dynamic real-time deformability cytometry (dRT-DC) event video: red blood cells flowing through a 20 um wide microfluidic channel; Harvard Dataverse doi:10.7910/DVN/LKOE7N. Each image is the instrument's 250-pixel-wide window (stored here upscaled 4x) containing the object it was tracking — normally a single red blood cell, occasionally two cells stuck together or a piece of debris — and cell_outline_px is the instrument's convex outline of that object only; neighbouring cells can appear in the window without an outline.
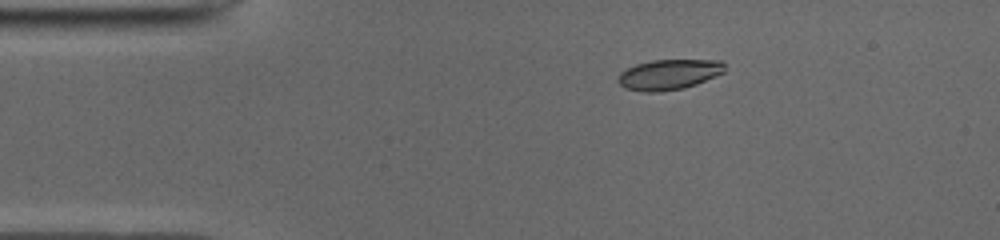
{"species": "common noctule bat (a hibernating species)", "species_latin": "Nyctalus noctula", "temperature_condition": "cold", "stored_images_in_passage": 43, "camera_frame_rate_fps": 3000, "um_per_image_px": 0.085, "animal": {"sex": "male", "body_mass_g": 19.0, "forearm_length_mm": 50.8}, "frame": {"image": 1, "passage_image": 1, "time_ms": 0.0, "image_size_px": [1000, 240], "cell_outline_px": [[724, 72], [696, 84], [684, 88], [656, 92], [640, 92], [624, 88], [616, 80], [620, 72], [636, 64], [652, 60], [720, 60], [724, 64]], "centroid_in_image_um": [56.81, 6.34], "position_along_channel_um": 28.2, "area_um2": 18.84}}
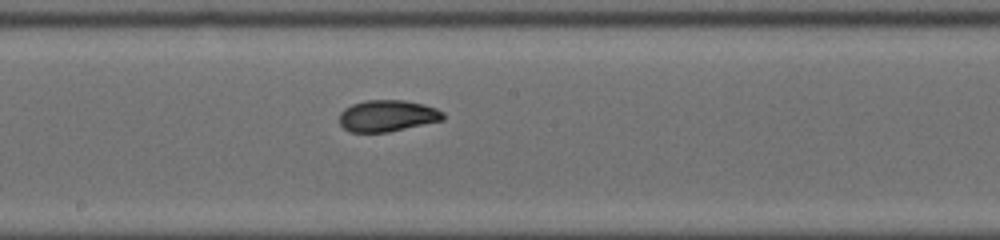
{"frame": {"image": 2, "passage_image": 19, "time_ms": 6.0, "image_size_px": [1000, 240], "cell_outline_px": [[444, 120], [388, 132], [352, 132], [344, 128], [340, 124], [340, 112], [344, 108], [352, 104], [364, 100], [404, 100], [424, 104], [436, 108], [444, 112]], "centroid_in_image_um": [32.94, 9.84], "position_along_channel_um": 215.3, "area_um2": 19.13}}
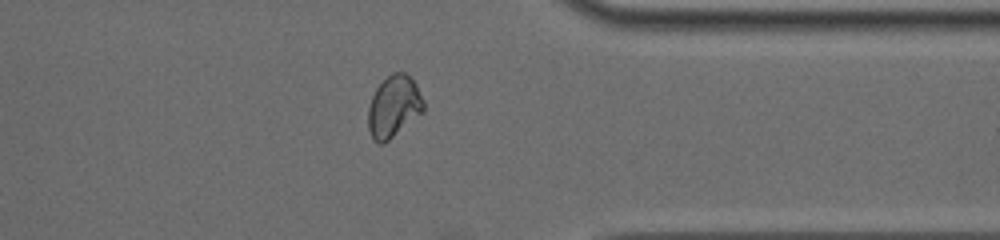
{"frame": {"image": 3, "passage_image": 32, "time_ms": 10.333, "image_size_px": [1000, 240], "cell_outline_px": [[424, 112], [384, 144], [380, 144], [372, 140], [368, 128], [368, 108], [372, 96], [376, 88], [392, 72], [404, 72], [416, 84], [424, 100]], "centroid_in_image_um": [33.47, 9.08], "position_along_channel_um": 377.9, "area_um2": 20.06}, "authors_computed_cell_mechanics": {"area_um2": 19.5364, "velocity_mm_per_s": 3.9527, "shape_relaxation_time_tau1_ms": 5.7576, "shape_relaxation_time_tau2_ms": 1.8672, "deformation_change_tau1": 0.1696, "deformation_change_tau2": 0.0618}}